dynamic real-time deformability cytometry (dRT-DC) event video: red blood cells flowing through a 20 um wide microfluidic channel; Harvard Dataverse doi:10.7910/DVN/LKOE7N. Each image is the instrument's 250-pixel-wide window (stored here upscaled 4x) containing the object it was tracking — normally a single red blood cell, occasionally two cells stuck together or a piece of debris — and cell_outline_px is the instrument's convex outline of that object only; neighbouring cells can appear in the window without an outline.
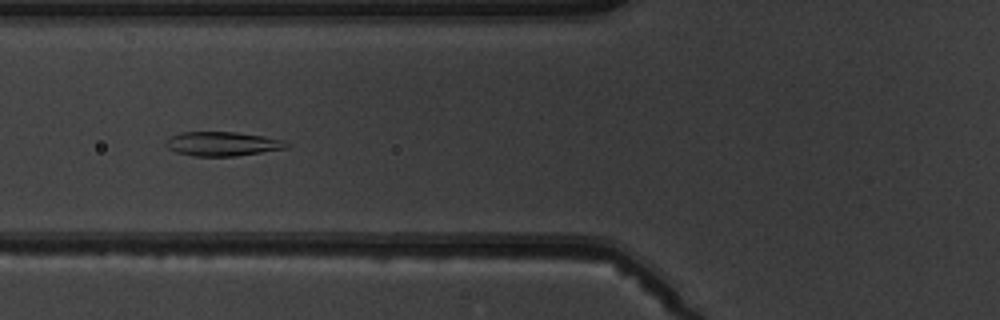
{"species": "common noctule bat (a hibernating species)", "species_latin": "Nyctalus noctula", "temperature_condition": "warm", "stored_images_in_passage": 4, "camera_frame_rate_fps": 3000, "um_per_image_px": 0.085, "animal": {"sex": "male", "body_mass_g": 19.5, "forearm_length_mm": 54.6}, "frame": {"image": 1, "passage_image": 4, "time_ms": 3.667, "image_size_px": [1000, 320], "cell_outline_px": [[292, 144], [288, 148], [236, 156], [192, 156], [176, 152], [168, 148], [164, 144], [164, 140], [180, 132], [236, 132], [264, 136], [284, 140]], "centroid_in_image_um": [18.92, 12.22], "position_along_channel_um": 106.9, "area_um2": 17.22}}